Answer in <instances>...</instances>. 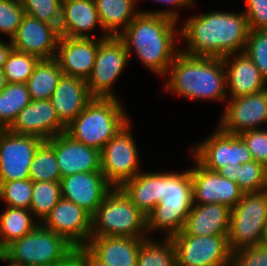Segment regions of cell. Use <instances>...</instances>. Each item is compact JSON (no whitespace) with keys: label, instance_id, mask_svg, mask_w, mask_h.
I'll return each mask as SVG.
<instances>
[{"label":"cell","instance_id":"obj_2","mask_svg":"<svg viewBox=\"0 0 267 266\" xmlns=\"http://www.w3.org/2000/svg\"><path fill=\"white\" fill-rule=\"evenodd\" d=\"M245 13L214 11L196 15L184 22L180 35L187 41L183 53L218 57L244 52L249 33Z\"/></svg>","mask_w":267,"mask_h":266},{"label":"cell","instance_id":"obj_41","mask_svg":"<svg viewBox=\"0 0 267 266\" xmlns=\"http://www.w3.org/2000/svg\"><path fill=\"white\" fill-rule=\"evenodd\" d=\"M230 266H267V243L232 252Z\"/></svg>","mask_w":267,"mask_h":266},{"label":"cell","instance_id":"obj_25","mask_svg":"<svg viewBox=\"0 0 267 266\" xmlns=\"http://www.w3.org/2000/svg\"><path fill=\"white\" fill-rule=\"evenodd\" d=\"M101 23L94 0H62L60 36L90 38L89 32Z\"/></svg>","mask_w":267,"mask_h":266},{"label":"cell","instance_id":"obj_27","mask_svg":"<svg viewBox=\"0 0 267 266\" xmlns=\"http://www.w3.org/2000/svg\"><path fill=\"white\" fill-rule=\"evenodd\" d=\"M120 188L131 202L147 216L162 198V173L141 171Z\"/></svg>","mask_w":267,"mask_h":266},{"label":"cell","instance_id":"obj_15","mask_svg":"<svg viewBox=\"0 0 267 266\" xmlns=\"http://www.w3.org/2000/svg\"><path fill=\"white\" fill-rule=\"evenodd\" d=\"M230 99L218 125L225 133L239 135L247 130L258 129V124L267 122V88Z\"/></svg>","mask_w":267,"mask_h":266},{"label":"cell","instance_id":"obj_20","mask_svg":"<svg viewBox=\"0 0 267 266\" xmlns=\"http://www.w3.org/2000/svg\"><path fill=\"white\" fill-rule=\"evenodd\" d=\"M61 198L71 201L91 216L113 188L102 172L75 173L61 178Z\"/></svg>","mask_w":267,"mask_h":266},{"label":"cell","instance_id":"obj_49","mask_svg":"<svg viewBox=\"0 0 267 266\" xmlns=\"http://www.w3.org/2000/svg\"><path fill=\"white\" fill-rule=\"evenodd\" d=\"M56 266H77L75 258L68 264H61V265H56Z\"/></svg>","mask_w":267,"mask_h":266},{"label":"cell","instance_id":"obj_39","mask_svg":"<svg viewBox=\"0 0 267 266\" xmlns=\"http://www.w3.org/2000/svg\"><path fill=\"white\" fill-rule=\"evenodd\" d=\"M244 52L267 82V30L250 29Z\"/></svg>","mask_w":267,"mask_h":266},{"label":"cell","instance_id":"obj_16","mask_svg":"<svg viewBox=\"0 0 267 266\" xmlns=\"http://www.w3.org/2000/svg\"><path fill=\"white\" fill-rule=\"evenodd\" d=\"M195 168L190 169L193 184V203L198 205L218 203L234 208L241 200L243 192L236 182L207 170L196 160Z\"/></svg>","mask_w":267,"mask_h":266},{"label":"cell","instance_id":"obj_29","mask_svg":"<svg viewBox=\"0 0 267 266\" xmlns=\"http://www.w3.org/2000/svg\"><path fill=\"white\" fill-rule=\"evenodd\" d=\"M62 75V70L54 58L41 59L26 82L31 99H50Z\"/></svg>","mask_w":267,"mask_h":266},{"label":"cell","instance_id":"obj_45","mask_svg":"<svg viewBox=\"0 0 267 266\" xmlns=\"http://www.w3.org/2000/svg\"><path fill=\"white\" fill-rule=\"evenodd\" d=\"M9 43L10 44H7L6 42L0 40V69L4 68L7 57L10 51L13 49L11 40Z\"/></svg>","mask_w":267,"mask_h":266},{"label":"cell","instance_id":"obj_21","mask_svg":"<svg viewBox=\"0 0 267 266\" xmlns=\"http://www.w3.org/2000/svg\"><path fill=\"white\" fill-rule=\"evenodd\" d=\"M100 39L60 36L55 60L64 75L87 80L92 73Z\"/></svg>","mask_w":267,"mask_h":266},{"label":"cell","instance_id":"obj_1","mask_svg":"<svg viewBox=\"0 0 267 266\" xmlns=\"http://www.w3.org/2000/svg\"><path fill=\"white\" fill-rule=\"evenodd\" d=\"M176 10L140 12L119 34L131 56L135 51L140 61L159 76L167 74L170 65L180 52L175 48ZM133 49V50H132Z\"/></svg>","mask_w":267,"mask_h":266},{"label":"cell","instance_id":"obj_19","mask_svg":"<svg viewBox=\"0 0 267 266\" xmlns=\"http://www.w3.org/2000/svg\"><path fill=\"white\" fill-rule=\"evenodd\" d=\"M59 39L60 33L56 26L25 14L11 43L17 51L33 54L40 59H53Z\"/></svg>","mask_w":267,"mask_h":266},{"label":"cell","instance_id":"obj_26","mask_svg":"<svg viewBox=\"0 0 267 266\" xmlns=\"http://www.w3.org/2000/svg\"><path fill=\"white\" fill-rule=\"evenodd\" d=\"M231 209L223 204L193 203L183 231L189 235H228Z\"/></svg>","mask_w":267,"mask_h":266},{"label":"cell","instance_id":"obj_46","mask_svg":"<svg viewBox=\"0 0 267 266\" xmlns=\"http://www.w3.org/2000/svg\"><path fill=\"white\" fill-rule=\"evenodd\" d=\"M219 175H222L223 177L231 180L232 182H235V172L236 168L235 167H229V164L219 168L216 171Z\"/></svg>","mask_w":267,"mask_h":266},{"label":"cell","instance_id":"obj_8","mask_svg":"<svg viewBox=\"0 0 267 266\" xmlns=\"http://www.w3.org/2000/svg\"><path fill=\"white\" fill-rule=\"evenodd\" d=\"M267 242V189L243 193L231 209L228 245L231 252Z\"/></svg>","mask_w":267,"mask_h":266},{"label":"cell","instance_id":"obj_5","mask_svg":"<svg viewBox=\"0 0 267 266\" xmlns=\"http://www.w3.org/2000/svg\"><path fill=\"white\" fill-rule=\"evenodd\" d=\"M129 120L117 98H93L66 127L65 133L101 151Z\"/></svg>","mask_w":267,"mask_h":266},{"label":"cell","instance_id":"obj_31","mask_svg":"<svg viewBox=\"0 0 267 266\" xmlns=\"http://www.w3.org/2000/svg\"><path fill=\"white\" fill-rule=\"evenodd\" d=\"M31 101L26 84L8 83L0 92V129H8Z\"/></svg>","mask_w":267,"mask_h":266},{"label":"cell","instance_id":"obj_14","mask_svg":"<svg viewBox=\"0 0 267 266\" xmlns=\"http://www.w3.org/2000/svg\"><path fill=\"white\" fill-rule=\"evenodd\" d=\"M42 224L64 237L75 248L85 247L91 237L92 216L77 204L61 198Z\"/></svg>","mask_w":267,"mask_h":266},{"label":"cell","instance_id":"obj_7","mask_svg":"<svg viewBox=\"0 0 267 266\" xmlns=\"http://www.w3.org/2000/svg\"><path fill=\"white\" fill-rule=\"evenodd\" d=\"M146 218L120 187H113L92 216L91 237L146 238Z\"/></svg>","mask_w":267,"mask_h":266},{"label":"cell","instance_id":"obj_12","mask_svg":"<svg viewBox=\"0 0 267 266\" xmlns=\"http://www.w3.org/2000/svg\"><path fill=\"white\" fill-rule=\"evenodd\" d=\"M192 151L194 159L201 166L215 172L227 164L229 167H236L238 164L254 160L246 143L239 135L225 133L219 127Z\"/></svg>","mask_w":267,"mask_h":266},{"label":"cell","instance_id":"obj_4","mask_svg":"<svg viewBox=\"0 0 267 266\" xmlns=\"http://www.w3.org/2000/svg\"><path fill=\"white\" fill-rule=\"evenodd\" d=\"M75 247L40 222L28 234L12 241L0 252L8 266H56L75 258Z\"/></svg>","mask_w":267,"mask_h":266},{"label":"cell","instance_id":"obj_3","mask_svg":"<svg viewBox=\"0 0 267 266\" xmlns=\"http://www.w3.org/2000/svg\"><path fill=\"white\" fill-rule=\"evenodd\" d=\"M223 58L192 56L180 51L169 67L167 90L189 99H227Z\"/></svg>","mask_w":267,"mask_h":266},{"label":"cell","instance_id":"obj_23","mask_svg":"<svg viewBox=\"0 0 267 266\" xmlns=\"http://www.w3.org/2000/svg\"><path fill=\"white\" fill-rule=\"evenodd\" d=\"M147 238L90 237L85 248L108 266H137L141 243Z\"/></svg>","mask_w":267,"mask_h":266},{"label":"cell","instance_id":"obj_40","mask_svg":"<svg viewBox=\"0 0 267 266\" xmlns=\"http://www.w3.org/2000/svg\"><path fill=\"white\" fill-rule=\"evenodd\" d=\"M24 16L23 6L17 0H0V33L11 40Z\"/></svg>","mask_w":267,"mask_h":266},{"label":"cell","instance_id":"obj_17","mask_svg":"<svg viewBox=\"0 0 267 266\" xmlns=\"http://www.w3.org/2000/svg\"><path fill=\"white\" fill-rule=\"evenodd\" d=\"M55 152L61 177L84 172H101L100 151L75 141L65 132L45 141Z\"/></svg>","mask_w":267,"mask_h":266},{"label":"cell","instance_id":"obj_37","mask_svg":"<svg viewBox=\"0 0 267 266\" xmlns=\"http://www.w3.org/2000/svg\"><path fill=\"white\" fill-rule=\"evenodd\" d=\"M0 199L8 207L30 210L32 199V180H14L0 183Z\"/></svg>","mask_w":267,"mask_h":266},{"label":"cell","instance_id":"obj_11","mask_svg":"<svg viewBox=\"0 0 267 266\" xmlns=\"http://www.w3.org/2000/svg\"><path fill=\"white\" fill-rule=\"evenodd\" d=\"M129 122L100 151L101 172L112 187H121L139 172V155Z\"/></svg>","mask_w":267,"mask_h":266},{"label":"cell","instance_id":"obj_34","mask_svg":"<svg viewBox=\"0 0 267 266\" xmlns=\"http://www.w3.org/2000/svg\"><path fill=\"white\" fill-rule=\"evenodd\" d=\"M32 181L60 182L61 174L54 150L44 142L36 151L30 166Z\"/></svg>","mask_w":267,"mask_h":266},{"label":"cell","instance_id":"obj_36","mask_svg":"<svg viewBox=\"0 0 267 266\" xmlns=\"http://www.w3.org/2000/svg\"><path fill=\"white\" fill-rule=\"evenodd\" d=\"M235 182L243 193L267 189V168L256 161L236 165Z\"/></svg>","mask_w":267,"mask_h":266},{"label":"cell","instance_id":"obj_6","mask_svg":"<svg viewBox=\"0 0 267 266\" xmlns=\"http://www.w3.org/2000/svg\"><path fill=\"white\" fill-rule=\"evenodd\" d=\"M193 206V184L190 170L162 173V198L146 216L147 231L166 229L170 238L182 231Z\"/></svg>","mask_w":267,"mask_h":266},{"label":"cell","instance_id":"obj_9","mask_svg":"<svg viewBox=\"0 0 267 266\" xmlns=\"http://www.w3.org/2000/svg\"><path fill=\"white\" fill-rule=\"evenodd\" d=\"M170 240L177 266H230L228 235L195 236L182 230Z\"/></svg>","mask_w":267,"mask_h":266},{"label":"cell","instance_id":"obj_42","mask_svg":"<svg viewBox=\"0 0 267 266\" xmlns=\"http://www.w3.org/2000/svg\"><path fill=\"white\" fill-rule=\"evenodd\" d=\"M250 150L254 161L267 168V130L253 129L239 134Z\"/></svg>","mask_w":267,"mask_h":266},{"label":"cell","instance_id":"obj_22","mask_svg":"<svg viewBox=\"0 0 267 266\" xmlns=\"http://www.w3.org/2000/svg\"><path fill=\"white\" fill-rule=\"evenodd\" d=\"M223 62L228 68H225V72L226 84H228L226 86L229 88L228 94L231 95L229 98L258 93L267 88L266 80L245 52L224 56Z\"/></svg>","mask_w":267,"mask_h":266},{"label":"cell","instance_id":"obj_47","mask_svg":"<svg viewBox=\"0 0 267 266\" xmlns=\"http://www.w3.org/2000/svg\"><path fill=\"white\" fill-rule=\"evenodd\" d=\"M163 4H170L171 6H175L173 8L176 7H182V6H189L192 7V5L194 4L193 0H154Z\"/></svg>","mask_w":267,"mask_h":266},{"label":"cell","instance_id":"obj_24","mask_svg":"<svg viewBox=\"0 0 267 266\" xmlns=\"http://www.w3.org/2000/svg\"><path fill=\"white\" fill-rule=\"evenodd\" d=\"M92 99L86 80L63 74L50 101L59 120L67 127Z\"/></svg>","mask_w":267,"mask_h":266},{"label":"cell","instance_id":"obj_33","mask_svg":"<svg viewBox=\"0 0 267 266\" xmlns=\"http://www.w3.org/2000/svg\"><path fill=\"white\" fill-rule=\"evenodd\" d=\"M61 199L60 182L32 181L30 211L43 222Z\"/></svg>","mask_w":267,"mask_h":266},{"label":"cell","instance_id":"obj_43","mask_svg":"<svg viewBox=\"0 0 267 266\" xmlns=\"http://www.w3.org/2000/svg\"><path fill=\"white\" fill-rule=\"evenodd\" d=\"M244 12L250 29L267 30V0H245Z\"/></svg>","mask_w":267,"mask_h":266},{"label":"cell","instance_id":"obj_10","mask_svg":"<svg viewBox=\"0 0 267 266\" xmlns=\"http://www.w3.org/2000/svg\"><path fill=\"white\" fill-rule=\"evenodd\" d=\"M129 54L124 42L118 36L104 34L93 70L86 80L87 88L93 98H116L112 85L127 65Z\"/></svg>","mask_w":267,"mask_h":266},{"label":"cell","instance_id":"obj_18","mask_svg":"<svg viewBox=\"0 0 267 266\" xmlns=\"http://www.w3.org/2000/svg\"><path fill=\"white\" fill-rule=\"evenodd\" d=\"M8 130L18 135H32L47 141L64 133L66 126L59 120L50 99L32 100L19 113Z\"/></svg>","mask_w":267,"mask_h":266},{"label":"cell","instance_id":"obj_28","mask_svg":"<svg viewBox=\"0 0 267 266\" xmlns=\"http://www.w3.org/2000/svg\"><path fill=\"white\" fill-rule=\"evenodd\" d=\"M94 1L98 11L101 28L109 36H119V34L124 31L140 13V11L134 12V8H136L134 5L136 0Z\"/></svg>","mask_w":267,"mask_h":266},{"label":"cell","instance_id":"obj_32","mask_svg":"<svg viewBox=\"0 0 267 266\" xmlns=\"http://www.w3.org/2000/svg\"><path fill=\"white\" fill-rule=\"evenodd\" d=\"M137 266H177L175 249L170 238L163 242L145 239L140 246Z\"/></svg>","mask_w":267,"mask_h":266},{"label":"cell","instance_id":"obj_38","mask_svg":"<svg viewBox=\"0 0 267 266\" xmlns=\"http://www.w3.org/2000/svg\"><path fill=\"white\" fill-rule=\"evenodd\" d=\"M25 11L41 22L56 26L59 29L62 0H17Z\"/></svg>","mask_w":267,"mask_h":266},{"label":"cell","instance_id":"obj_44","mask_svg":"<svg viewBox=\"0 0 267 266\" xmlns=\"http://www.w3.org/2000/svg\"><path fill=\"white\" fill-rule=\"evenodd\" d=\"M77 266H108L96 259L85 247L75 249Z\"/></svg>","mask_w":267,"mask_h":266},{"label":"cell","instance_id":"obj_48","mask_svg":"<svg viewBox=\"0 0 267 266\" xmlns=\"http://www.w3.org/2000/svg\"><path fill=\"white\" fill-rule=\"evenodd\" d=\"M8 84L6 76L3 72V69H0V92L5 88Z\"/></svg>","mask_w":267,"mask_h":266},{"label":"cell","instance_id":"obj_13","mask_svg":"<svg viewBox=\"0 0 267 266\" xmlns=\"http://www.w3.org/2000/svg\"><path fill=\"white\" fill-rule=\"evenodd\" d=\"M44 142L36 136L0 129V183L29 179L34 155Z\"/></svg>","mask_w":267,"mask_h":266},{"label":"cell","instance_id":"obj_35","mask_svg":"<svg viewBox=\"0 0 267 266\" xmlns=\"http://www.w3.org/2000/svg\"><path fill=\"white\" fill-rule=\"evenodd\" d=\"M40 60L39 57L33 54L12 49L3 68L7 82L26 84Z\"/></svg>","mask_w":267,"mask_h":266},{"label":"cell","instance_id":"obj_30","mask_svg":"<svg viewBox=\"0 0 267 266\" xmlns=\"http://www.w3.org/2000/svg\"><path fill=\"white\" fill-rule=\"evenodd\" d=\"M32 212L23 208L6 207L0 215V252L12 241L31 232L39 223L32 220Z\"/></svg>","mask_w":267,"mask_h":266}]
</instances>
